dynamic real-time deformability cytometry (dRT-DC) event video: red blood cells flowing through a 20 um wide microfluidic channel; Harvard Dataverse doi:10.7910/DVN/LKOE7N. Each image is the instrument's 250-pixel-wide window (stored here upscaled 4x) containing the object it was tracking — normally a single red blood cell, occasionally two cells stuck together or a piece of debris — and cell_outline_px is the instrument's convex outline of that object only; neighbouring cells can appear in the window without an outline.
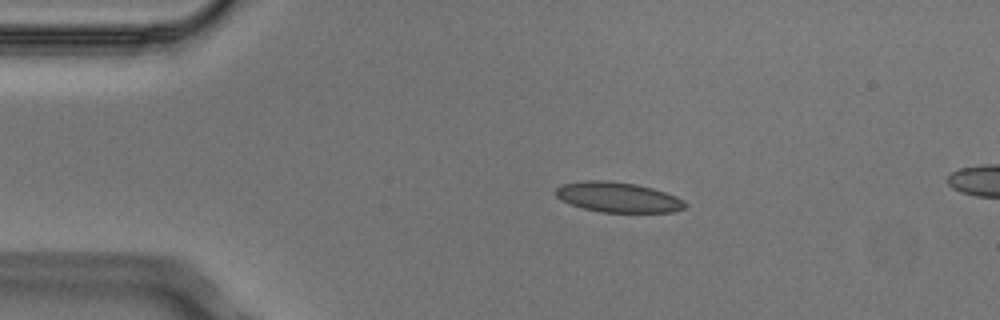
{"species": "Egyptian fruit bat (a non-hibernating species)", "species_latin": "Rousettus aegyptiacus", "temperature_condition": "cold", "stored_images_in_passage": 2, "camera_frame_rate_fps": 3000, "um_per_image_px": 0.085, "animal": {"sex": "male"}, "frame": {"image": 1, "passage_image": 1, "time_ms": 0.0, "image_size_px": [1000, 320], "cell_outline_px": [[688, 204], [684, 208], [672, 212], [600, 212], [584, 208], [560, 200], [556, 196], [556, 188], [560, 184], [584, 180], [608, 180], [636, 184], [652, 188], [676, 196], [684, 200]], "centroid_in_image_um": [52.52, 16.75], "position_along_channel_um": 32.5, "area_um2": 22.77}}